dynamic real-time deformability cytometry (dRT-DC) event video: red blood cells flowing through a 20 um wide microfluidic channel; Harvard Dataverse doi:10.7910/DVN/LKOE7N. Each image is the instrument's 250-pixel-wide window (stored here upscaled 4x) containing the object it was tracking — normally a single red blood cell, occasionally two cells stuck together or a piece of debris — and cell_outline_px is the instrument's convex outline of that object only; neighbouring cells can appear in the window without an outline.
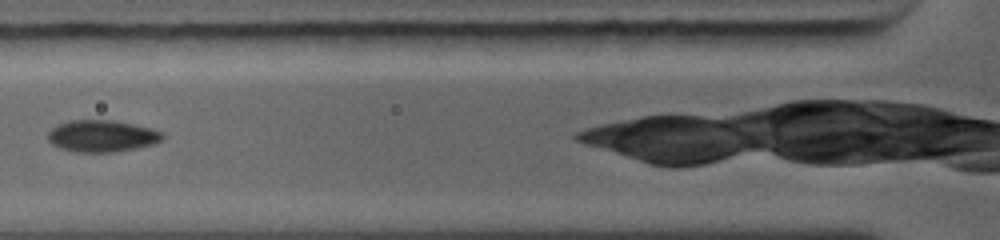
{"species": "common noctule bat (a hibernating species)", "species_latin": "Nyctalus noctula", "temperature_condition": "warm", "stored_images_in_passage": 2, "camera_frame_rate_fps": 5000, "um_per_image_px": 0.085, "animal": {"sex": "female", "body_mass_g": 19.0, "forearm_length_mm": 56.7}, "frame": {"image": 1, "passage_image": 2, "time_ms": 1.0, "image_size_px": [1000, 240], "cell_outline_px": [[164, 136], [160, 140], [152, 144], [136, 148], [112, 152], [72, 152], [60, 148], [52, 144], [48, 140], [48, 132], [52, 128], [60, 124], [72, 120], [112, 120], [152, 128], [160, 132]], "centroid_in_image_um": [8.63, 11.57], "position_along_channel_um": 117.2, "area_um2": 21.04}}